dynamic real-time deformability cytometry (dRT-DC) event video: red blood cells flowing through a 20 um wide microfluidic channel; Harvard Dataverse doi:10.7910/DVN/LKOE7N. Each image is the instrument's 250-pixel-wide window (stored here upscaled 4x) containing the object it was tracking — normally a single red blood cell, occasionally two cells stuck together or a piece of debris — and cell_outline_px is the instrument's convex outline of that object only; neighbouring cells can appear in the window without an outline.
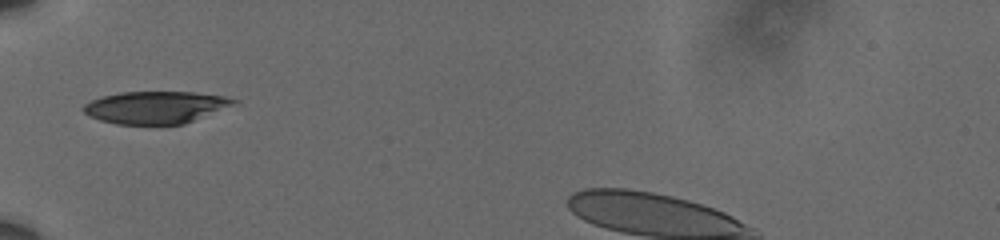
{"species": "human", "species_latin": "Homo sapiens", "temperature_condition": "cold", "stored_images_in_passage": 38, "camera_frame_rate_fps": 3000, "um_per_image_px": 0.085, "donor": {"sex": "male"}, "frame": {"image": 1, "passage_image": 1, "time_ms": 0.0, "image_size_px": [1000, 240], "cell_outline_px": [[240, 100], [232, 104], [184, 124], [116, 124], [100, 120], [88, 116], [80, 108], [84, 104], [100, 96], [120, 92], [196, 92], [224, 96]], "centroid_in_image_um": [13.14, 9.11], "position_along_channel_um": 71.9, "area_um2": 28.09}}
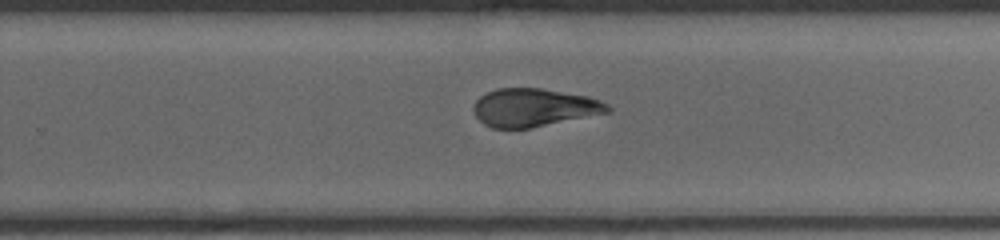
{"frame": {"image": 2, "passage_image": 19, "time_ms": 6.0, "image_size_px": [1000, 240], "cell_outline_px": [[612, 112], [532, 128], [492, 128], [484, 124], [476, 116], [472, 108], [476, 100], [480, 96], [496, 88], [540, 88], [588, 96], [600, 100], [608, 104], [612, 108]], "centroid_in_image_um": [45.42, 9.15], "position_along_channel_um": 284.4, "area_um2": 30.0}}
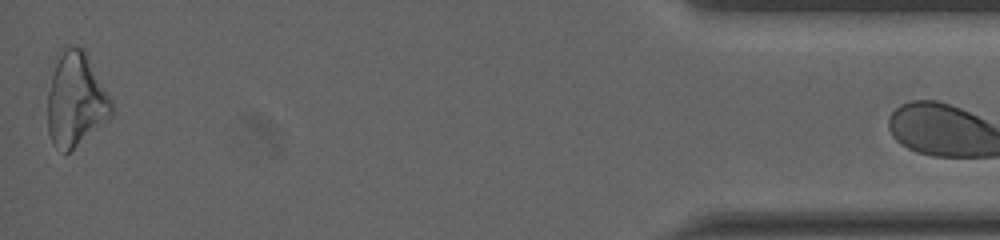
{"frame": {"image": 3, "passage_image": 37, "time_ms": 12.0, "image_size_px": [1000, 240], "cell_outline_px": [[112, 116], [108, 120], [68, 152], [64, 152], [52, 144], [48, 132], [48, 92], [52, 76], [56, 64], [64, 44], [84, 48], [88, 52], [112, 104]], "centroid_in_image_um": [6.44, 8.44], "position_along_channel_um": 428.8, "area_um2": 34.74}}